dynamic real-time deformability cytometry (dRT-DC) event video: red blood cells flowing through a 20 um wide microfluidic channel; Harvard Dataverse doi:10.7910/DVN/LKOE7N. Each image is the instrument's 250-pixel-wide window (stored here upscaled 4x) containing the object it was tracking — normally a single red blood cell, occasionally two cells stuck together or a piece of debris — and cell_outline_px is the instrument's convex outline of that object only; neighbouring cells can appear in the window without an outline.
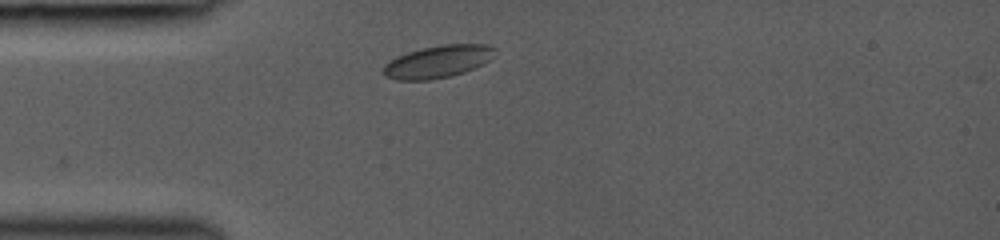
{"species": "common noctule bat (a hibernating species)", "species_latin": "Nyctalus noctula", "temperature_condition": "room temperature", "stored_images_in_passage": 2, "camera_frame_rate_fps": 3000, "um_per_image_px": 0.085, "animal": {"sex": "female", "body_mass_g": 19.0, "forearm_length_mm": 53.3}, "frame": {"image": 1, "passage_image": 2, "time_ms": 1.0, "image_size_px": [1000, 240], "cell_outline_px": [[496, 48], [488, 60], [484, 64], [464, 72], [432, 80], [396, 80], [384, 76], [384, 64], [396, 56], [408, 52], [440, 44], [488, 44]], "centroid_in_image_um": [37.2, 5.24], "position_along_channel_um": 47.8, "area_um2": 20.98}}